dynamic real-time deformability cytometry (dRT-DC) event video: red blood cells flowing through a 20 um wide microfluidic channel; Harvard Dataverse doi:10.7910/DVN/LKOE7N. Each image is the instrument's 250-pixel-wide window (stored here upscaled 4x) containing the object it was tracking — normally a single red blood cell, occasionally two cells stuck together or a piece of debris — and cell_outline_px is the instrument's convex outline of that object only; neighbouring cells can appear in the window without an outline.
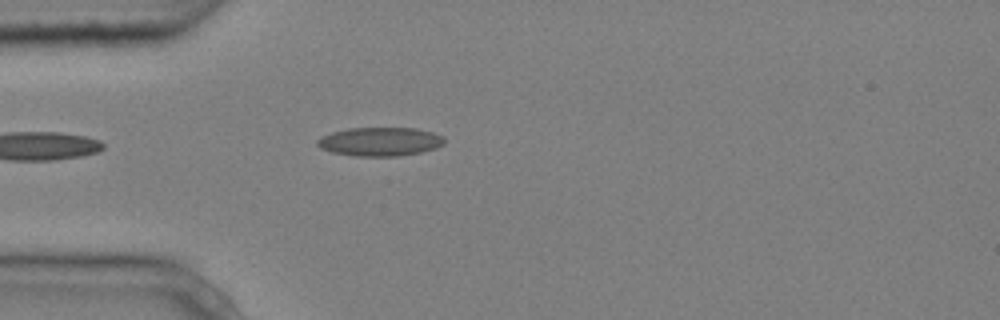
{"species": "common noctule bat (a hibernating species)", "species_latin": "Nyctalus noctula", "temperature_condition": "cold", "stored_images_in_passage": 4, "camera_frame_rate_fps": 3000, "um_per_image_px": 0.085, "animal": {"sex": "male", "body_mass_g": 20.4}, "frame": {"image": 1, "passage_image": 4, "time_ms": 1.0, "image_size_px": [1000, 320], "cell_outline_px": [[444, 144], [436, 148], [420, 152], [400, 156], [356, 156], [332, 152], [320, 148], [316, 144], [316, 140], [320, 136], [332, 132], [348, 128], [416, 128], [432, 132], [444, 136]], "centroid_in_image_um": [32.29, 12.03], "position_along_channel_um": 52.7, "area_um2": 21.39}}